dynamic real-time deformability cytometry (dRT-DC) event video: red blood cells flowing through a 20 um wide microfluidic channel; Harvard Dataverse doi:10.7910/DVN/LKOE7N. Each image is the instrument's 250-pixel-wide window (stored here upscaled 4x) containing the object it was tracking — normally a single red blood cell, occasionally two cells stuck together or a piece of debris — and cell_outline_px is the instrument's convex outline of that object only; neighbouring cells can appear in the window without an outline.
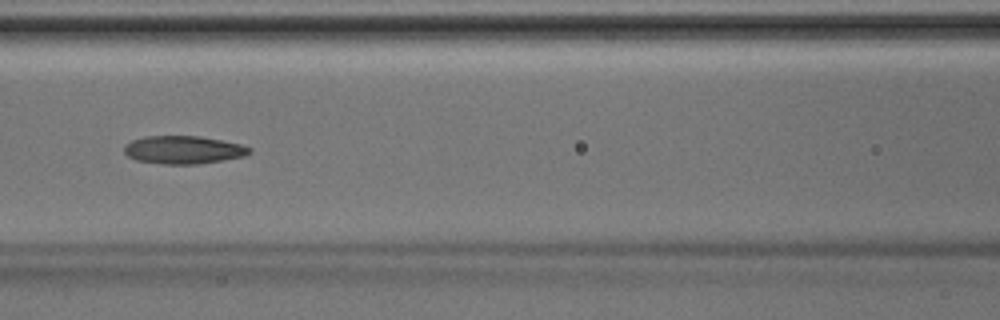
{"species": "Egyptian fruit bat (a non-hibernating species)", "species_latin": "Rousettus aegyptiacus", "temperature_condition": "room temperature", "stored_images_in_passage": 44, "camera_frame_rate_fps": 3000, "um_per_image_px": 0.085, "animal": {"sex": "male"}, "frame": {"image": 1, "passage_image": 19, "time_ms": 6.0, "image_size_px": [1000, 320], "cell_outline_px": [[252, 152], [244, 156], [196, 164], [164, 164], [136, 160], [128, 156], [124, 152], [124, 144], [132, 140], [144, 136], [200, 136], [240, 144], [252, 148]], "centroid_in_image_um": [15.56, 12.73], "position_along_channel_um": 151.0, "area_um2": 20.35}}